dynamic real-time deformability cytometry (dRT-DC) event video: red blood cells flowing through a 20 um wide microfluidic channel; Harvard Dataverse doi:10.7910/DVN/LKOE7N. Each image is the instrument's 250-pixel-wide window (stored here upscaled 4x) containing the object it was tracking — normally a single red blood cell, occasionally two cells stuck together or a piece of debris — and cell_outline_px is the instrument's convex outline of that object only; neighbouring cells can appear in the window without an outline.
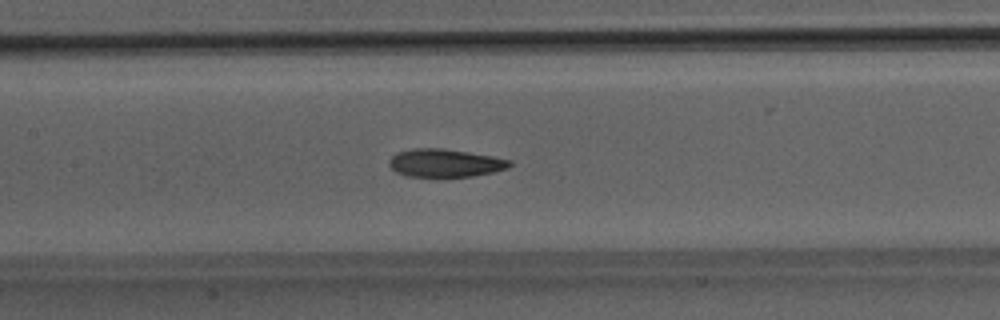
{"species": "Egyptian fruit bat (a non-hibernating species)", "species_latin": "Rousettus aegyptiacus", "temperature_condition": "room temperature", "stored_images_in_passage": 52, "camera_frame_rate_fps": 3000, "um_per_image_px": 0.085, "animal": {"sex": "male"}, "frame": {"image": 1, "passage_image": 25, "time_ms": 8.0, "image_size_px": [1000, 320], "cell_outline_px": [[512, 164], [508, 168], [492, 172], [472, 176], [436, 180], [408, 176], [396, 172], [388, 164], [388, 160], [396, 152], [412, 148], [444, 148], [492, 156], [512, 160]], "centroid_in_image_um": [37.79, 13.89], "position_along_channel_um": 169.6, "area_um2": 20.58}}
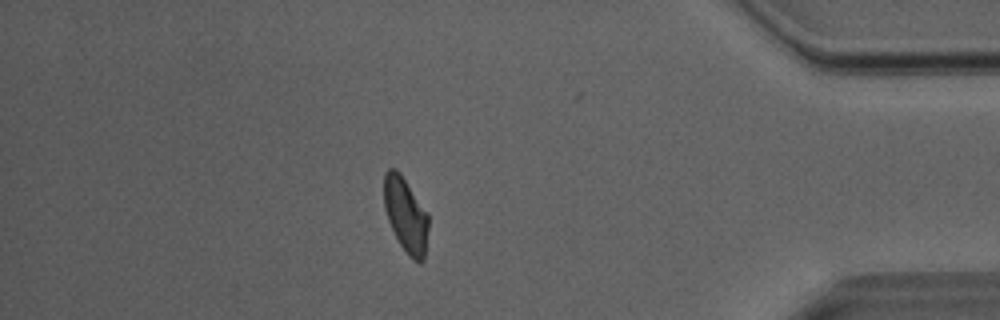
{"frame": {"image": 2, "passage_image": 45, "time_ms": 14.667, "image_size_px": [1000, 320], "cell_outline_px": [[428, 228], [424, 260], [420, 264], [412, 260], [408, 256], [400, 244], [388, 220], [384, 208], [384, 172], [388, 168], [396, 168], [400, 172], [428, 212]], "centroid_in_image_um": [34.49, 18.26], "position_along_channel_um": 400.7, "area_um2": 19.59}}
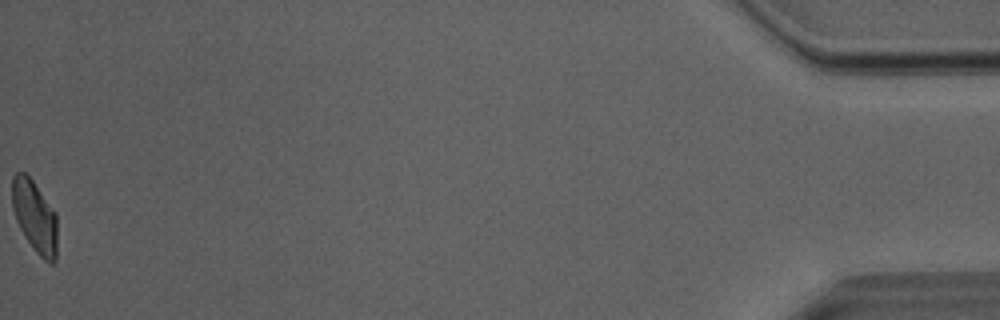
{"frame": {"image": 3, "passage_image": 52, "time_ms": 17.0, "image_size_px": [1000, 320], "cell_outline_px": [[56, 260], [52, 264], [48, 264], [36, 252], [20, 228], [16, 220], [12, 208], [12, 176], [16, 172], [24, 172], [32, 180], [56, 212]], "centroid_in_image_um": [2.95, 18.4], "position_along_channel_um": 432.3, "area_um2": 18.84}, "authors_computed_cell_mechanics": {"area_um2": 20.3745, "velocity_mm_per_s": 4.0485, "shape_relaxation_time_tau1_ms": 8.1591, "shape_relaxation_time_tau2_ms": 3.0344, "deformation_change_tau1": 0.1877, "deformation_change_tau2": 0.1018}}